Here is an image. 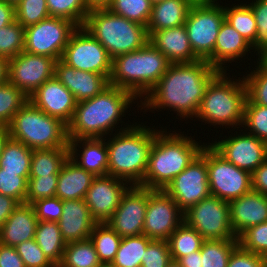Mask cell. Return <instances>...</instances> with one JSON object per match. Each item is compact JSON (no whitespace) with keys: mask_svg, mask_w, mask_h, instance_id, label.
<instances>
[{"mask_svg":"<svg viewBox=\"0 0 267 267\" xmlns=\"http://www.w3.org/2000/svg\"><path fill=\"white\" fill-rule=\"evenodd\" d=\"M219 72L206 60L170 64L144 101L140 100L139 107L144 112L169 108L181 118L191 119L196 116L207 86Z\"/></svg>","mask_w":267,"mask_h":267,"instance_id":"6da1fadb","label":"cell"},{"mask_svg":"<svg viewBox=\"0 0 267 267\" xmlns=\"http://www.w3.org/2000/svg\"><path fill=\"white\" fill-rule=\"evenodd\" d=\"M134 100L138 99L129 91L109 85L95 97L77 102L68 139L111 136Z\"/></svg>","mask_w":267,"mask_h":267,"instance_id":"7a4b0ae2","label":"cell"},{"mask_svg":"<svg viewBox=\"0 0 267 267\" xmlns=\"http://www.w3.org/2000/svg\"><path fill=\"white\" fill-rule=\"evenodd\" d=\"M135 122L117 129L106 142L108 149V175L122 179L130 185H140L147 170L150 150L156 136L151 129Z\"/></svg>","mask_w":267,"mask_h":267,"instance_id":"3957f363","label":"cell"},{"mask_svg":"<svg viewBox=\"0 0 267 267\" xmlns=\"http://www.w3.org/2000/svg\"><path fill=\"white\" fill-rule=\"evenodd\" d=\"M156 130L144 179L139 186L164 189L177 175L186 169L200 153L203 145L184 134Z\"/></svg>","mask_w":267,"mask_h":267,"instance_id":"277c9868","label":"cell"},{"mask_svg":"<svg viewBox=\"0 0 267 267\" xmlns=\"http://www.w3.org/2000/svg\"><path fill=\"white\" fill-rule=\"evenodd\" d=\"M168 59L149 42L141 49L112 59L109 84L144 98L170 66ZM139 97V98H138Z\"/></svg>","mask_w":267,"mask_h":267,"instance_id":"5b68a950","label":"cell"},{"mask_svg":"<svg viewBox=\"0 0 267 267\" xmlns=\"http://www.w3.org/2000/svg\"><path fill=\"white\" fill-rule=\"evenodd\" d=\"M227 74V71H220L210 81L195 118L213 126L240 128L243 126L246 86L243 77L234 80Z\"/></svg>","mask_w":267,"mask_h":267,"instance_id":"8992f818","label":"cell"},{"mask_svg":"<svg viewBox=\"0 0 267 267\" xmlns=\"http://www.w3.org/2000/svg\"><path fill=\"white\" fill-rule=\"evenodd\" d=\"M83 27L111 59L141 49L149 42L146 26L115 15L107 8L90 9Z\"/></svg>","mask_w":267,"mask_h":267,"instance_id":"52a82bcc","label":"cell"},{"mask_svg":"<svg viewBox=\"0 0 267 267\" xmlns=\"http://www.w3.org/2000/svg\"><path fill=\"white\" fill-rule=\"evenodd\" d=\"M9 137L28 148H69L68 125L27 102L7 125Z\"/></svg>","mask_w":267,"mask_h":267,"instance_id":"ba28073f","label":"cell"},{"mask_svg":"<svg viewBox=\"0 0 267 267\" xmlns=\"http://www.w3.org/2000/svg\"><path fill=\"white\" fill-rule=\"evenodd\" d=\"M215 2L193 4L184 23L194 54L212 67L214 46L225 20L224 7Z\"/></svg>","mask_w":267,"mask_h":267,"instance_id":"9c48e42d","label":"cell"},{"mask_svg":"<svg viewBox=\"0 0 267 267\" xmlns=\"http://www.w3.org/2000/svg\"><path fill=\"white\" fill-rule=\"evenodd\" d=\"M184 222L204 240L238 239L230 222L229 202L210 195L183 214Z\"/></svg>","mask_w":267,"mask_h":267,"instance_id":"30bf717a","label":"cell"},{"mask_svg":"<svg viewBox=\"0 0 267 267\" xmlns=\"http://www.w3.org/2000/svg\"><path fill=\"white\" fill-rule=\"evenodd\" d=\"M206 163L211 195L230 202L252 190L251 173L227 161L207 143Z\"/></svg>","mask_w":267,"mask_h":267,"instance_id":"8fae6325","label":"cell"},{"mask_svg":"<svg viewBox=\"0 0 267 267\" xmlns=\"http://www.w3.org/2000/svg\"><path fill=\"white\" fill-rule=\"evenodd\" d=\"M77 28L69 20L49 16L25 28L24 51L57 61L62 58L70 36Z\"/></svg>","mask_w":267,"mask_h":267,"instance_id":"7c38bea8","label":"cell"},{"mask_svg":"<svg viewBox=\"0 0 267 267\" xmlns=\"http://www.w3.org/2000/svg\"><path fill=\"white\" fill-rule=\"evenodd\" d=\"M61 60L68 66L106 76L112 72V59L106 49L84 27L70 36Z\"/></svg>","mask_w":267,"mask_h":267,"instance_id":"4fadbf2b","label":"cell"},{"mask_svg":"<svg viewBox=\"0 0 267 267\" xmlns=\"http://www.w3.org/2000/svg\"><path fill=\"white\" fill-rule=\"evenodd\" d=\"M184 212L210 196L206 145L192 162L163 189Z\"/></svg>","mask_w":267,"mask_h":267,"instance_id":"5bb4252c","label":"cell"},{"mask_svg":"<svg viewBox=\"0 0 267 267\" xmlns=\"http://www.w3.org/2000/svg\"><path fill=\"white\" fill-rule=\"evenodd\" d=\"M183 214L164 190L148 188L143 234L151 239L167 240L184 221Z\"/></svg>","mask_w":267,"mask_h":267,"instance_id":"9a60e30c","label":"cell"},{"mask_svg":"<svg viewBox=\"0 0 267 267\" xmlns=\"http://www.w3.org/2000/svg\"><path fill=\"white\" fill-rule=\"evenodd\" d=\"M56 60L22 51L8 60V82L28 98L47 80L54 77Z\"/></svg>","mask_w":267,"mask_h":267,"instance_id":"2e32d148","label":"cell"},{"mask_svg":"<svg viewBox=\"0 0 267 267\" xmlns=\"http://www.w3.org/2000/svg\"><path fill=\"white\" fill-rule=\"evenodd\" d=\"M148 202V188L131 185L119 206L106 222L121 238L143 234Z\"/></svg>","mask_w":267,"mask_h":267,"instance_id":"e0dca14e","label":"cell"},{"mask_svg":"<svg viewBox=\"0 0 267 267\" xmlns=\"http://www.w3.org/2000/svg\"><path fill=\"white\" fill-rule=\"evenodd\" d=\"M210 144L227 161L253 173L267 159V143L248 132Z\"/></svg>","mask_w":267,"mask_h":267,"instance_id":"ac0fdd59","label":"cell"},{"mask_svg":"<svg viewBox=\"0 0 267 267\" xmlns=\"http://www.w3.org/2000/svg\"><path fill=\"white\" fill-rule=\"evenodd\" d=\"M130 186L126 181L111 175L94 178L84 200L96 223H106L111 218Z\"/></svg>","mask_w":267,"mask_h":267,"instance_id":"d6986e66","label":"cell"},{"mask_svg":"<svg viewBox=\"0 0 267 267\" xmlns=\"http://www.w3.org/2000/svg\"><path fill=\"white\" fill-rule=\"evenodd\" d=\"M29 101L36 108L67 125L73 119L77 104L73 94L55 77L45 81L29 97Z\"/></svg>","mask_w":267,"mask_h":267,"instance_id":"ffe728a7","label":"cell"},{"mask_svg":"<svg viewBox=\"0 0 267 267\" xmlns=\"http://www.w3.org/2000/svg\"><path fill=\"white\" fill-rule=\"evenodd\" d=\"M54 77L73 94L76 102L93 98L110 85L106 76L74 69L61 59L55 62Z\"/></svg>","mask_w":267,"mask_h":267,"instance_id":"44dd1931","label":"cell"},{"mask_svg":"<svg viewBox=\"0 0 267 267\" xmlns=\"http://www.w3.org/2000/svg\"><path fill=\"white\" fill-rule=\"evenodd\" d=\"M229 213L238 238L246 229L267 222V196L251 190L229 202Z\"/></svg>","mask_w":267,"mask_h":267,"instance_id":"7402d4cb","label":"cell"},{"mask_svg":"<svg viewBox=\"0 0 267 267\" xmlns=\"http://www.w3.org/2000/svg\"><path fill=\"white\" fill-rule=\"evenodd\" d=\"M149 43L159 50L171 64L192 63L200 60L193 52L185 25L154 31Z\"/></svg>","mask_w":267,"mask_h":267,"instance_id":"603a6c76","label":"cell"},{"mask_svg":"<svg viewBox=\"0 0 267 267\" xmlns=\"http://www.w3.org/2000/svg\"><path fill=\"white\" fill-rule=\"evenodd\" d=\"M96 224L84 199L63 201L58 225L66 243L88 239Z\"/></svg>","mask_w":267,"mask_h":267,"instance_id":"cb8c5ba5","label":"cell"},{"mask_svg":"<svg viewBox=\"0 0 267 267\" xmlns=\"http://www.w3.org/2000/svg\"><path fill=\"white\" fill-rule=\"evenodd\" d=\"M106 140L108 139H105V137L70 139L68 144L69 157L80 168L85 169L95 177L108 175V149ZM81 147L83 150L79 151Z\"/></svg>","mask_w":267,"mask_h":267,"instance_id":"d4e9b609","label":"cell"},{"mask_svg":"<svg viewBox=\"0 0 267 267\" xmlns=\"http://www.w3.org/2000/svg\"><path fill=\"white\" fill-rule=\"evenodd\" d=\"M37 223L33 206L20 203L0 227V244L15 247L35 238Z\"/></svg>","mask_w":267,"mask_h":267,"instance_id":"484cf974","label":"cell"},{"mask_svg":"<svg viewBox=\"0 0 267 267\" xmlns=\"http://www.w3.org/2000/svg\"><path fill=\"white\" fill-rule=\"evenodd\" d=\"M251 44L227 21L221 24L213 51V68L226 71L228 62H235L251 53ZM245 55V56H244Z\"/></svg>","mask_w":267,"mask_h":267,"instance_id":"4316f807","label":"cell"},{"mask_svg":"<svg viewBox=\"0 0 267 267\" xmlns=\"http://www.w3.org/2000/svg\"><path fill=\"white\" fill-rule=\"evenodd\" d=\"M94 178L68 157L59 171L55 196L63 201L84 199Z\"/></svg>","mask_w":267,"mask_h":267,"instance_id":"83f0119b","label":"cell"},{"mask_svg":"<svg viewBox=\"0 0 267 267\" xmlns=\"http://www.w3.org/2000/svg\"><path fill=\"white\" fill-rule=\"evenodd\" d=\"M193 3L189 0H164L152 5L147 33L174 28L185 23Z\"/></svg>","mask_w":267,"mask_h":267,"instance_id":"f1b7e54d","label":"cell"},{"mask_svg":"<svg viewBox=\"0 0 267 267\" xmlns=\"http://www.w3.org/2000/svg\"><path fill=\"white\" fill-rule=\"evenodd\" d=\"M35 240L43 253L57 267L62 261L66 246L58 222L38 221Z\"/></svg>","mask_w":267,"mask_h":267,"instance_id":"f546056e","label":"cell"},{"mask_svg":"<svg viewBox=\"0 0 267 267\" xmlns=\"http://www.w3.org/2000/svg\"><path fill=\"white\" fill-rule=\"evenodd\" d=\"M33 150L10 137L5 141L0 154L3 172L29 176Z\"/></svg>","mask_w":267,"mask_h":267,"instance_id":"4dcf8cb0","label":"cell"},{"mask_svg":"<svg viewBox=\"0 0 267 267\" xmlns=\"http://www.w3.org/2000/svg\"><path fill=\"white\" fill-rule=\"evenodd\" d=\"M69 157V148L34 149L29 177L59 174L63 163Z\"/></svg>","mask_w":267,"mask_h":267,"instance_id":"1f68e13d","label":"cell"},{"mask_svg":"<svg viewBox=\"0 0 267 267\" xmlns=\"http://www.w3.org/2000/svg\"><path fill=\"white\" fill-rule=\"evenodd\" d=\"M93 242L90 238L83 241L66 243L63 258L57 267H102Z\"/></svg>","mask_w":267,"mask_h":267,"instance_id":"d6a6232c","label":"cell"},{"mask_svg":"<svg viewBox=\"0 0 267 267\" xmlns=\"http://www.w3.org/2000/svg\"><path fill=\"white\" fill-rule=\"evenodd\" d=\"M89 238L93 242L102 265H111L122 238L107 223H97Z\"/></svg>","mask_w":267,"mask_h":267,"instance_id":"836d02e7","label":"cell"},{"mask_svg":"<svg viewBox=\"0 0 267 267\" xmlns=\"http://www.w3.org/2000/svg\"><path fill=\"white\" fill-rule=\"evenodd\" d=\"M204 238L184 221L167 239L171 258L178 261L181 257L201 249Z\"/></svg>","mask_w":267,"mask_h":267,"instance_id":"e575fe53","label":"cell"},{"mask_svg":"<svg viewBox=\"0 0 267 267\" xmlns=\"http://www.w3.org/2000/svg\"><path fill=\"white\" fill-rule=\"evenodd\" d=\"M153 239L142 234L123 237L111 267H141L148 244Z\"/></svg>","mask_w":267,"mask_h":267,"instance_id":"d590c367","label":"cell"},{"mask_svg":"<svg viewBox=\"0 0 267 267\" xmlns=\"http://www.w3.org/2000/svg\"><path fill=\"white\" fill-rule=\"evenodd\" d=\"M224 7L225 21L236 29L251 45L254 43L257 33V25L253 10L249 4L240 3L231 7Z\"/></svg>","mask_w":267,"mask_h":267,"instance_id":"8d00e7d4","label":"cell"},{"mask_svg":"<svg viewBox=\"0 0 267 267\" xmlns=\"http://www.w3.org/2000/svg\"><path fill=\"white\" fill-rule=\"evenodd\" d=\"M238 239L204 240L200 249L202 267H227Z\"/></svg>","mask_w":267,"mask_h":267,"instance_id":"74e56055","label":"cell"},{"mask_svg":"<svg viewBox=\"0 0 267 267\" xmlns=\"http://www.w3.org/2000/svg\"><path fill=\"white\" fill-rule=\"evenodd\" d=\"M47 9L52 17L63 18L83 27L90 12L85 0H46Z\"/></svg>","mask_w":267,"mask_h":267,"instance_id":"f35d334b","label":"cell"},{"mask_svg":"<svg viewBox=\"0 0 267 267\" xmlns=\"http://www.w3.org/2000/svg\"><path fill=\"white\" fill-rule=\"evenodd\" d=\"M255 69L247 76H243L246 86L245 103L267 107V63L263 59H259Z\"/></svg>","mask_w":267,"mask_h":267,"instance_id":"ab89813d","label":"cell"},{"mask_svg":"<svg viewBox=\"0 0 267 267\" xmlns=\"http://www.w3.org/2000/svg\"><path fill=\"white\" fill-rule=\"evenodd\" d=\"M107 9L115 15L147 27L152 13V4L150 0H113Z\"/></svg>","mask_w":267,"mask_h":267,"instance_id":"60d3db41","label":"cell"},{"mask_svg":"<svg viewBox=\"0 0 267 267\" xmlns=\"http://www.w3.org/2000/svg\"><path fill=\"white\" fill-rule=\"evenodd\" d=\"M29 98L10 82L0 85V119L8 125Z\"/></svg>","mask_w":267,"mask_h":267,"instance_id":"b9f144b4","label":"cell"},{"mask_svg":"<svg viewBox=\"0 0 267 267\" xmlns=\"http://www.w3.org/2000/svg\"><path fill=\"white\" fill-rule=\"evenodd\" d=\"M25 28L16 20L0 28V57L11 59L24 51Z\"/></svg>","mask_w":267,"mask_h":267,"instance_id":"7bdbcfd3","label":"cell"},{"mask_svg":"<svg viewBox=\"0 0 267 267\" xmlns=\"http://www.w3.org/2000/svg\"><path fill=\"white\" fill-rule=\"evenodd\" d=\"M243 125L248 133L267 143V107L245 103Z\"/></svg>","mask_w":267,"mask_h":267,"instance_id":"ee69618b","label":"cell"},{"mask_svg":"<svg viewBox=\"0 0 267 267\" xmlns=\"http://www.w3.org/2000/svg\"><path fill=\"white\" fill-rule=\"evenodd\" d=\"M249 6L257 25L256 38L251 47L254 53L257 51L258 60L264 59L267 56V0H254Z\"/></svg>","mask_w":267,"mask_h":267,"instance_id":"f6af8a7d","label":"cell"},{"mask_svg":"<svg viewBox=\"0 0 267 267\" xmlns=\"http://www.w3.org/2000/svg\"><path fill=\"white\" fill-rule=\"evenodd\" d=\"M16 21L24 28L50 16L46 0H21L15 6Z\"/></svg>","mask_w":267,"mask_h":267,"instance_id":"bcb514c9","label":"cell"},{"mask_svg":"<svg viewBox=\"0 0 267 267\" xmlns=\"http://www.w3.org/2000/svg\"><path fill=\"white\" fill-rule=\"evenodd\" d=\"M59 174L49 176L29 177L25 203L33 204L35 201L56 195Z\"/></svg>","mask_w":267,"mask_h":267,"instance_id":"7dc6e473","label":"cell"},{"mask_svg":"<svg viewBox=\"0 0 267 267\" xmlns=\"http://www.w3.org/2000/svg\"><path fill=\"white\" fill-rule=\"evenodd\" d=\"M238 244L245 250L267 258V222L246 229Z\"/></svg>","mask_w":267,"mask_h":267,"instance_id":"c3c4849f","label":"cell"},{"mask_svg":"<svg viewBox=\"0 0 267 267\" xmlns=\"http://www.w3.org/2000/svg\"><path fill=\"white\" fill-rule=\"evenodd\" d=\"M29 176L3 172L0 167V194L13 197L19 203H25Z\"/></svg>","mask_w":267,"mask_h":267,"instance_id":"681fc988","label":"cell"},{"mask_svg":"<svg viewBox=\"0 0 267 267\" xmlns=\"http://www.w3.org/2000/svg\"><path fill=\"white\" fill-rule=\"evenodd\" d=\"M26 267H56L37 245L35 238L15 246Z\"/></svg>","mask_w":267,"mask_h":267,"instance_id":"f907efd6","label":"cell"},{"mask_svg":"<svg viewBox=\"0 0 267 267\" xmlns=\"http://www.w3.org/2000/svg\"><path fill=\"white\" fill-rule=\"evenodd\" d=\"M171 260L167 240L153 239L145 250L141 267H167Z\"/></svg>","mask_w":267,"mask_h":267,"instance_id":"816d5d0a","label":"cell"},{"mask_svg":"<svg viewBox=\"0 0 267 267\" xmlns=\"http://www.w3.org/2000/svg\"><path fill=\"white\" fill-rule=\"evenodd\" d=\"M32 206L38 221L58 222L62 216L63 200L57 196L37 200Z\"/></svg>","mask_w":267,"mask_h":267,"instance_id":"f5cc1de1","label":"cell"},{"mask_svg":"<svg viewBox=\"0 0 267 267\" xmlns=\"http://www.w3.org/2000/svg\"><path fill=\"white\" fill-rule=\"evenodd\" d=\"M227 267H267V258L247 251L238 244L231 253Z\"/></svg>","mask_w":267,"mask_h":267,"instance_id":"db71d44e","label":"cell"},{"mask_svg":"<svg viewBox=\"0 0 267 267\" xmlns=\"http://www.w3.org/2000/svg\"><path fill=\"white\" fill-rule=\"evenodd\" d=\"M0 267H26L15 247L0 244Z\"/></svg>","mask_w":267,"mask_h":267,"instance_id":"11a10c76","label":"cell"},{"mask_svg":"<svg viewBox=\"0 0 267 267\" xmlns=\"http://www.w3.org/2000/svg\"><path fill=\"white\" fill-rule=\"evenodd\" d=\"M252 190L267 196V159L251 174Z\"/></svg>","mask_w":267,"mask_h":267,"instance_id":"9f6ffc18","label":"cell"},{"mask_svg":"<svg viewBox=\"0 0 267 267\" xmlns=\"http://www.w3.org/2000/svg\"><path fill=\"white\" fill-rule=\"evenodd\" d=\"M19 204L13 197L0 194V227Z\"/></svg>","mask_w":267,"mask_h":267,"instance_id":"6f0895ef","label":"cell"},{"mask_svg":"<svg viewBox=\"0 0 267 267\" xmlns=\"http://www.w3.org/2000/svg\"><path fill=\"white\" fill-rule=\"evenodd\" d=\"M16 20L15 6L0 0V28L9 25Z\"/></svg>","mask_w":267,"mask_h":267,"instance_id":"680465c9","label":"cell"},{"mask_svg":"<svg viewBox=\"0 0 267 267\" xmlns=\"http://www.w3.org/2000/svg\"><path fill=\"white\" fill-rule=\"evenodd\" d=\"M182 267H202L200 250L191 252L177 261Z\"/></svg>","mask_w":267,"mask_h":267,"instance_id":"91938a15","label":"cell"},{"mask_svg":"<svg viewBox=\"0 0 267 267\" xmlns=\"http://www.w3.org/2000/svg\"><path fill=\"white\" fill-rule=\"evenodd\" d=\"M8 81V59L0 57V85Z\"/></svg>","mask_w":267,"mask_h":267,"instance_id":"94428289","label":"cell"},{"mask_svg":"<svg viewBox=\"0 0 267 267\" xmlns=\"http://www.w3.org/2000/svg\"><path fill=\"white\" fill-rule=\"evenodd\" d=\"M113 0H85L89 9L107 8Z\"/></svg>","mask_w":267,"mask_h":267,"instance_id":"6125c7cd","label":"cell"},{"mask_svg":"<svg viewBox=\"0 0 267 267\" xmlns=\"http://www.w3.org/2000/svg\"><path fill=\"white\" fill-rule=\"evenodd\" d=\"M9 137V129L8 127H2L0 128V154L2 151V147L5 143V141L8 139Z\"/></svg>","mask_w":267,"mask_h":267,"instance_id":"be15d7a7","label":"cell"},{"mask_svg":"<svg viewBox=\"0 0 267 267\" xmlns=\"http://www.w3.org/2000/svg\"><path fill=\"white\" fill-rule=\"evenodd\" d=\"M189 1H191L193 4H199V3H210L217 0H189Z\"/></svg>","mask_w":267,"mask_h":267,"instance_id":"e7e4bbea","label":"cell"},{"mask_svg":"<svg viewBox=\"0 0 267 267\" xmlns=\"http://www.w3.org/2000/svg\"><path fill=\"white\" fill-rule=\"evenodd\" d=\"M167 267H182L177 261L171 260Z\"/></svg>","mask_w":267,"mask_h":267,"instance_id":"03108f58","label":"cell"},{"mask_svg":"<svg viewBox=\"0 0 267 267\" xmlns=\"http://www.w3.org/2000/svg\"><path fill=\"white\" fill-rule=\"evenodd\" d=\"M8 4L16 6L21 0H5Z\"/></svg>","mask_w":267,"mask_h":267,"instance_id":"003e7915","label":"cell"},{"mask_svg":"<svg viewBox=\"0 0 267 267\" xmlns=\"http://www.w3.org/2000/svg\"><path fill=\"white\" fill-rule=\"evenodd\" d=\"M164 0H150L151 4L154 5V4H157V3H160Z\"/></svg>","mask_w":267,"mask_h":267,"instance_id":"a7ac6f4b","label":"cell"},{"mask_svg":"<svg viewBox=\"0 0 267 267\" xmlns=\"http://www.w3.org/2000/svg\"><path fill=\"white\" fill-rule=\"evenodd\" d=\"M8 127L1 119H0V128Z\"/></svg>","mask_w":267,"mask_h":267,"instance_id":"89a4df30","label":"cell"},{"mask_svg":"<svg viewBox=\"0 0 267 267\" xmlns=\"http://www.w3.org/2000/svg\"><path fill=\"white\" fill-rule=\"evenodd\" d=\"M263 60L267 63V56Z\"/></svg>","mask_w":267,"mask_h":267,"instance_id":"2644e50d","label":"cell"}]
</instances>
